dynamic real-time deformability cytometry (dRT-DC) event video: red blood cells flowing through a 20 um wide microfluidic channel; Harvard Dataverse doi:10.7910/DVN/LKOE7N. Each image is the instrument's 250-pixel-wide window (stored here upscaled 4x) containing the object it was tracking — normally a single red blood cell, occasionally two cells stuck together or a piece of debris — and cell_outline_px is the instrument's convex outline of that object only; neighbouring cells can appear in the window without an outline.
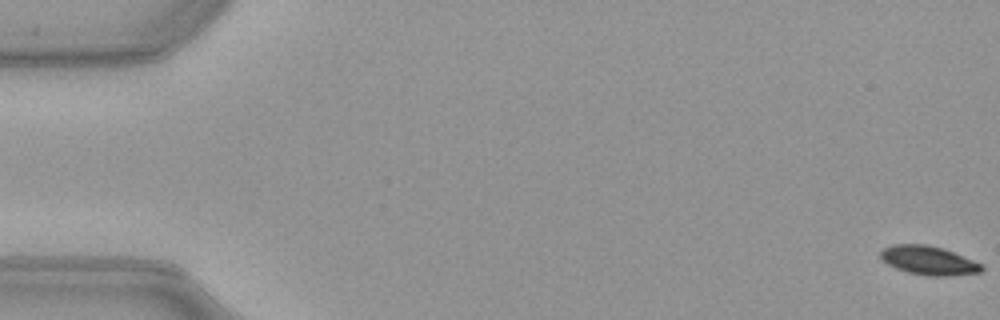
{"species": "common noctule bat (a hibernating species)", "species_latin": "Nyctalus noctula", "temperature_condition": "warm", "stored_images_in_passage": 53, "camera_frame_rate_fps": 3000, "um_per_image_px": 0.085, "animal": {"sex": "female", "body_mass_g": 21.9}, "frame": {"image": 1, "passage_image": 1, "time_ms": 0.0, "image_size_px": [1000, 320], "cell_outline_px": [[984, 268], [980, 272], [948, 276], [928, 276], [908, 272], [896, 268], [880, 260], [880, 252], [884, 248], [892, 244], [928, 244], [944, 248], [984, 264]], "centroid_in_image_um": [78.94, 22.13], "position_along_channel_um": 6.1, "area_um2": 17.22}}
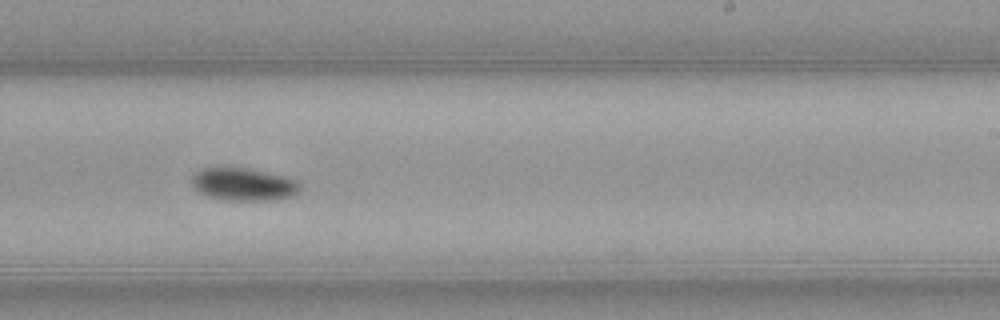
{"frame": {"image": 2, "passage_image": 33, "time_ms": 10.667, "image_size_px": [1000, 320], "cell_outline_px": [[300, 192], [292, 196], [280, 200], [228, 200], [208, 196], [200, 192], [192, 184], [192, 172], [204, 168], [248, 168], [284, 176], [296, 180], [300, 184]], "centroid_in_image_um": [20.73, 15.67], "position_along_channel_um": 268.3, "area_um2": 20.63}}
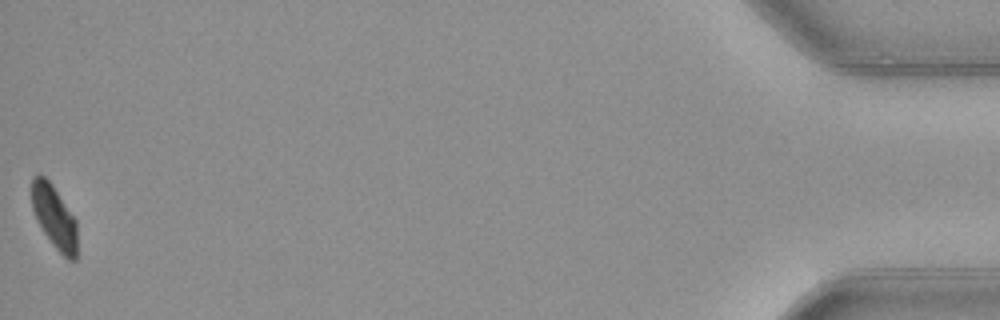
{"frame": {"image": 3, "passage_image": 53, "time_ms": 17.333, "image_size_px": [1000, 320], "cell_outline_px": [[76, 260], [68, 260], [56, 248], [44, 232], [36, 220], [32, 208], [32, 176], [40, 172], [52, 184], [76, 220]], "centroid_in_image_um": [4.59, 18.4], "position_along_channel_um": 430.6, "area_um2": 16.59}, "authors_computed_cell_mechanics": {"area_um2": 18.6116, "velocity_mm_per_s": 3.9752, "shape_relaxation_time_tau1_ms": 1.9806, "shape_relaxation_time_tau2_ms": null, "deformation_change_tau1": 0.0941, "deformation_change_tau2": null}}